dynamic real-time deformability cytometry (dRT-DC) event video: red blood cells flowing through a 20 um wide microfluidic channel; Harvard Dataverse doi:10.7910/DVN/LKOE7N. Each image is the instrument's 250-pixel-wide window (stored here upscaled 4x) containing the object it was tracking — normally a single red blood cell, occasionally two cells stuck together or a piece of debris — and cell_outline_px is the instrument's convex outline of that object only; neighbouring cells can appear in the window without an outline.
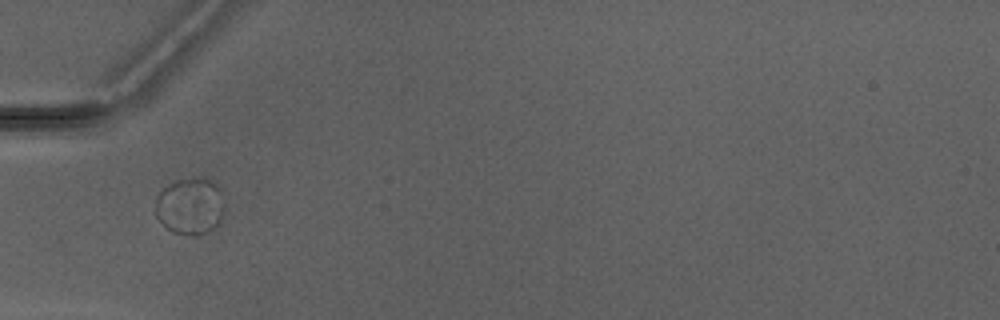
{"species": "Egyptian fruit bat (a non-hibernating species)", "species_latin": "Rousettus aegyptiacus", "temperature_condition": "warm", "stored_images_in_passage": 7, "camera_frame_rate_fps": 3000, "um_per_image_px": 0.085, "animal": {"sex": "male"}, "frame": {"image": 1, "passage_image": 4, "time_ms": 4.667, "image_size_px": [1000, 320], "cell_outline_px": [[224, 208], [220, 220], [208, 232], [196, 236], [188, 236], [172, 232], [164, 228], [156, 216], [156, 196], [168, 184], [176, 180], [192, 176], [204, 176], [216, 184], [220, 188], [224, 204]], "centroid_in_image_um": [16.15, 17.51], "position_along_channel_um": 68.9, "area_um2": 23.41}}
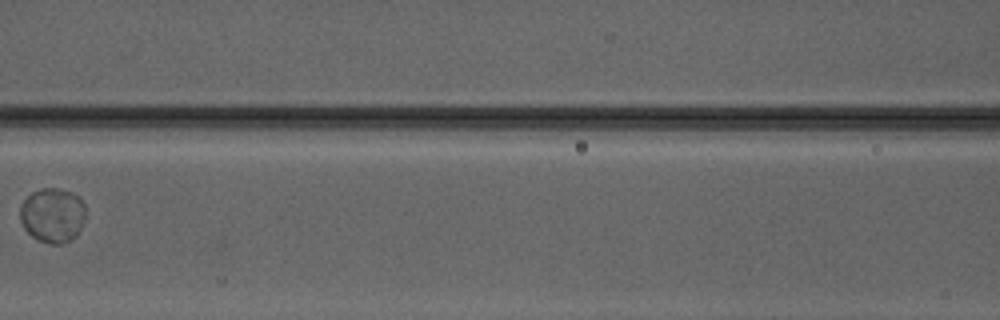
{"frame": {"image": 2, "passage_image": 6, "time_ms": 7.0, "image_size_px": [1000, 320], "cell_outline_px": [[84, 220], [76, 236], [72, 240], [60, 244], [52, 244], [40, 240], [32, 236], [24, 228], [20, 220], [20, 204], [32, 192], [44, 188], [56, 188], [72, 192], [80, 196], [84, 204]], "centroid_in_image_um": [4.47, 18.28], "position_along_channel_um": 162.1, "area_um2": 20.87}}
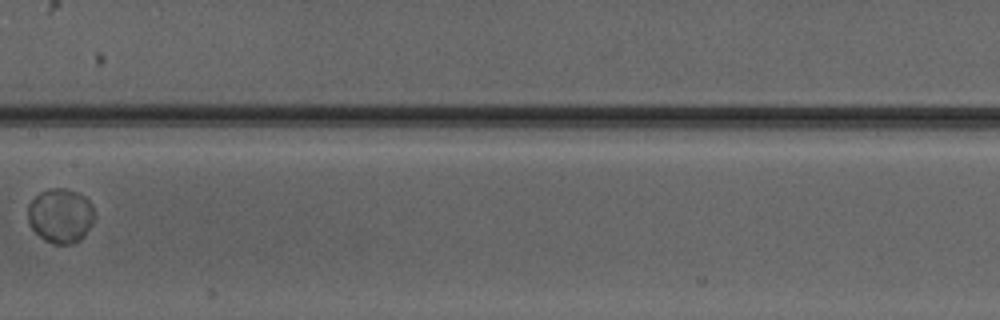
{"frame": {"image": 3, "passage_image": 7, "time_ms": 8.0, "image_size_px": [1000, 320], "cell_outline_px": [[92, 224], [84, 236], [80, 240], [68, 244], [52, 244], [44, 240], [32, 228], [28, 220], [28, 204], [40, 192], [52, 188], [64, 188], [76, 192], [84, 196], [92, 204]], "centroid_in_image_um": [5.13, 18.34], "position_along_channel_um": 202.3, "area_um2": 20.92}}